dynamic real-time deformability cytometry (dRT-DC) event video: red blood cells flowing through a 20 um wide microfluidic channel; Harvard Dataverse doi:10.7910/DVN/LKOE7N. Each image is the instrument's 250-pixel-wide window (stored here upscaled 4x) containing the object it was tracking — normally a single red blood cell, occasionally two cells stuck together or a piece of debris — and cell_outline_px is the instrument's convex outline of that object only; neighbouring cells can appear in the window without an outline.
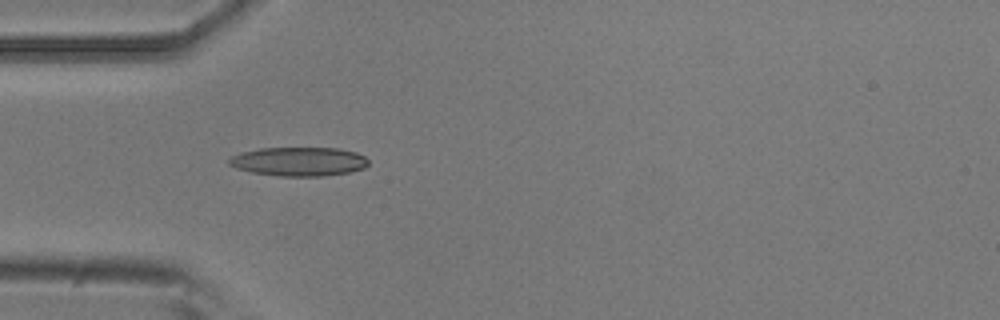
{"species": "common noctule bat (a hibernating species)", "species_latin": "Nyctalus noctula", "temperature_condition": "room temperature", "stored_images_in_passage": 7, "camera_frame_rate_fps": 3000, "um_per_image_px": 0.085, "animal": {"sex": "male", "body_mass_g": 20.5, "forearm_length_mm": 52.5}, "frame": {"image": 1, "passage_image": 4, "time_ms": 1.0, "image_size_px": [1000, 320], "cell_outline_px": [[368, 164], [364, 168], [348, 172], [324, 176], [280, 176], [252, 172], [236, 168], [228, 164], [228, 160], [232, 156], [240, 152], [260, 148], [340, 148], [356, 152], [364, 156], [368, 160]], "centroid_in_image_um": [25.4, 13.72], "position_along_channel_um": 59.6, "area_um2": 23.52}}
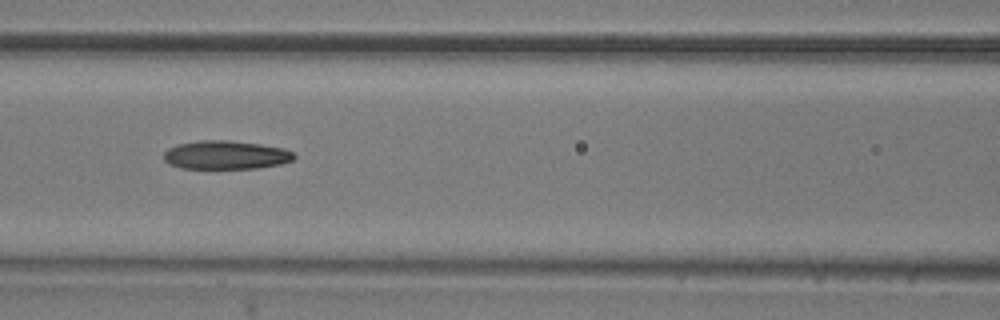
{"frame": {"image": 2, "passage_image": 6, "time_ms": 1.667, "image_size_px": [1000, 320], "cell_outline_px": [[296, 156], [292, 160], [280, 164], [256, 168], [180, 168], [168, 164], [164, 160], [164, 152], [168, 148], [176, 144], [200, 140], [228, 140], [260, 144], [284, 148], [292, 152]], "centroid_in_image_um": [19.16, 13.17], "position_along_channel_um": 147.4, "area_um2": 21.73}}
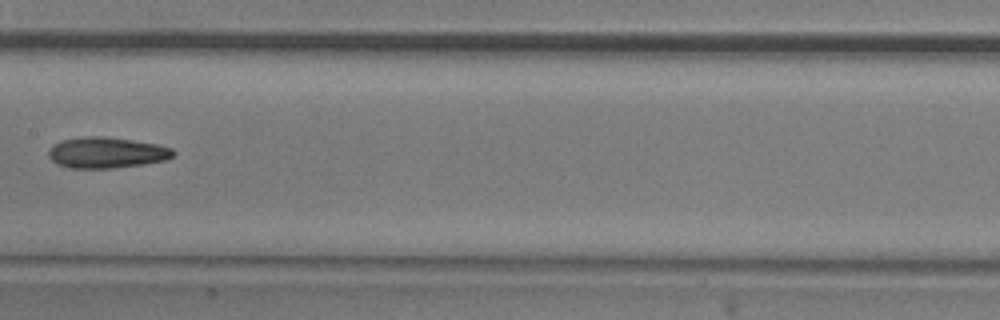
{"frame": {"image": 3, "passage_image": 7, "time_ms": 2.0, "image_size_px": [1000, 320], "cell_outline_px": [[176, 152], [168, 160], [144, 164], [112, 168], [68, 168], [56, 164], [48, 156], [48, 152], [52, 144], [60, 140], [84, 136], [104, 136], [132, 140], [156, 144], [172, 148]], "centroid_in_image_um": [9.03, 12.97], "position_along_channel_um": 198.4, "area_um2": 22.72}}